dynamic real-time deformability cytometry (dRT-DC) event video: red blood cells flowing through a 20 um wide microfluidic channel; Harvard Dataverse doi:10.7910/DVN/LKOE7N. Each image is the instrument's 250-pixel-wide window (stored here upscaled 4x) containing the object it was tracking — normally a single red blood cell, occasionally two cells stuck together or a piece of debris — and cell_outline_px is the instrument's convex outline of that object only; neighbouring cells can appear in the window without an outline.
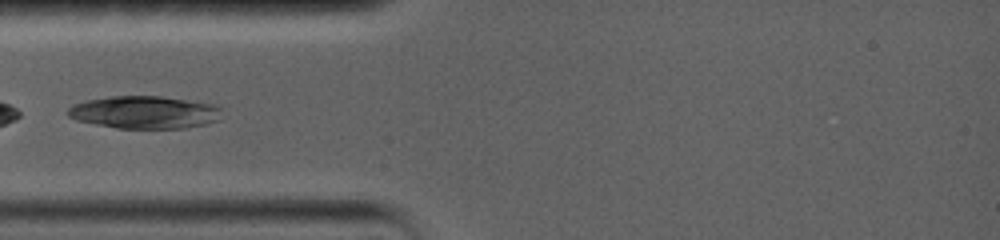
{"species": "common noctule bat (a hibernating species)", "species_latin": "Nyctalus noctula", "temperature_condition": "warm", "stored_images_in_passage": 2, "camera_frame_rate_fps": 5000, "um_per_image_px": 0.085, "animal": {"sex": "female", "body_mass_g": 19.0, "forearm_length_mm": 56.7}, "frame": {"image": 1, "passage_image": 1, "time_ms": 0.0, "image_size_px": [1000, 240], "cell_outline_px": [[220, 120], [204, 124], [184, 128], [116, 128], [76, 120], [68, 116], [68, 108], [72, 104], [84, 100], [108, 96], [160, 96], [216, 104], [220, 108]], "centroid_in_image_um": [12.26, 9.53], "position_along_channel_um": 72.7, "area_um2": 29.36}}
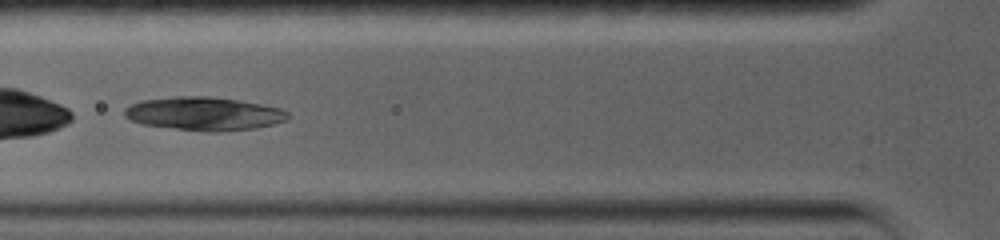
{"frame": {"image": 2, "passage_image": 2, "time_ms": 1.0, "image_size_px": [1000, 240], "cell_outline_px": [[288, 120], [256, 128], [220, 132], [208, 132], [140, 124], [124, 116], [124, 108], [140, 100], [176, 96], [212, 96], [240, 100], [280, 108], [288, 112]], "centroid_in_image_um": [17.34, 9.66], "position_along_channel_um": 108.5, "area_um2": 31.96}}